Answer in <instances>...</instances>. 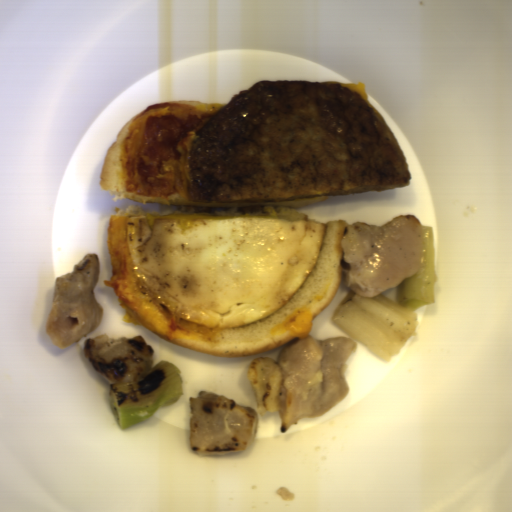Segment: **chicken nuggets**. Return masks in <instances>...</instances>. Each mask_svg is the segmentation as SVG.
Listing matches in <instances>:
<instances>
[{
  "mask_svg": "<svg viewBox=\"0 0 512 512\" xmlns=\"http://www.w3.org/2000/svg\"><path fill=\"white\" fill-rule=\"evenodd\" d=\"M357 347L348 336L294 338L278 360L255 356L247 377L255 408L221 394L199 390L188 397V447L193 455L219 456L246 451L259 429V416L278 411L280 433L300 418L326 415L347 397V363Z\"/></svg>",
  "mask_w": 512,
  "mask_h": 512,
  "instance_id": "90cb4de2",
  "label": "chicken nuggets"
},
{
  "mask_svg": "<svg viewBox=\"0 0 512 512\" xmlns=\"http://www.w3.org/2000/svg\"><path fill=\"white\" fill-rule=\"evenodd\" d=\"M422 223L413 214L382 225L367 221L347 226L340 241L344 261L341 284L366 298L396 288L418 273L423 254Z\"/></svg>",
  "mask_w": 512,
  "mask_h": 512,
  "instance_id": "f4ed5422",
  "label": "chicken nuggets"
},
{
  "mask_svg": "<svg viewBox=\"0 0 512 512\" xmlns=\"http://www.w3.org/2000/svg\"><path fill=\"white\" fill-rule=\"evenodd\" d=\"M101 259L87 253L72 272L56 277L54 294L45 324L53 344L66 350L98 329L104 307L95 298Z\"/></svg>",
  "mask_w": 512,
  "mask_h": 512,
  "instance_id": "cc037f56",
  "label": "chicken nuggets"
},
{
  "mask_svg": "<svg viewBox=\"0 0 512 512\" xmlns=\"http://www.w3.org/2000/svg\"><path fill=\"white\" fill-rule=\"evenodd\" d=\"M155 350L142 335L114 339L100 334L85 339L83 354L110 386L139 380L153 366Z\"/></svg>",
  "mask_w": 512,
  "mask_h": 512,
  "instance_id": "bb5aeace",
  "label": "chicken nuggets"
}]
</instances>
